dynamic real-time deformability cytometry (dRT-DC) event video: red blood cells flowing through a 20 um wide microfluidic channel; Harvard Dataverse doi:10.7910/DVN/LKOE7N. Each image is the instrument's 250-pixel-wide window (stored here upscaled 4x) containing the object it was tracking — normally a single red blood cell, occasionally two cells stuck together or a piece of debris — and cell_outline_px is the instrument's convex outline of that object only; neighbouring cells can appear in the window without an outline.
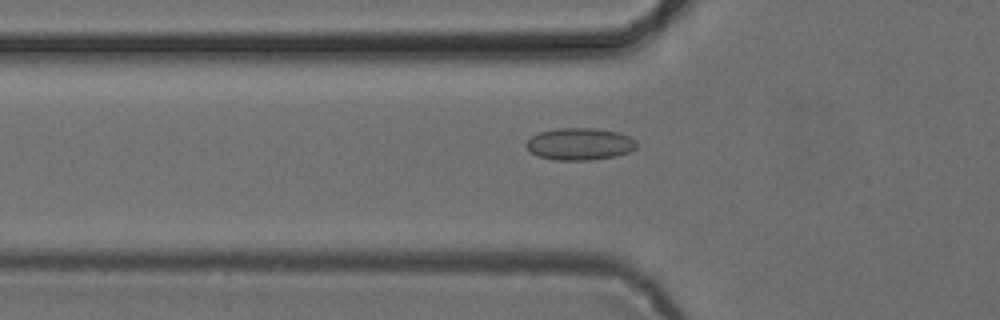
{"species": "common noctule bat (a hibernating species)", "species_latin": "Nyctalus noctula", "temperature_condition": "cold", "stored_images_in_passage": 53, "camera_frame_rate_fps": 3000, "um_per_image_px": 0.085, "animal": {"sex": "female", "body_mass_g": 24.6, "forearm_length_mm": 56.2}, "frame": {"image": 1, "passage_image": 18, "time_ms": 5.667, "image_size_px": [1000, 320], "cell_outline_px": [[636, 148], [628, 152], [616, 156], [592, 160], [552, 160], [536, 156], [524, 144], [532, 136], [540, 132], [556, 128], [592, 128], [616, 132], [628, 136], [636, 140]], "centroid_in_image_um": [49.25, 12.25], "position_along_channel_um": 76.5, "area_um2": 20.63}}
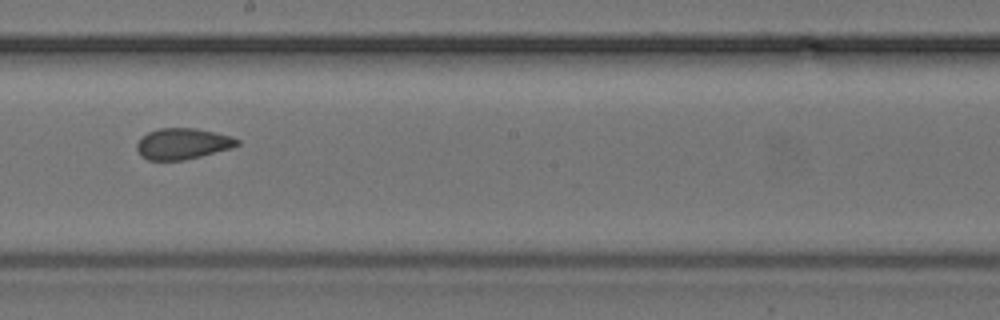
{"frame": {"image": 2, "passage_image": 30, "time_ms": 9.667, "image_size_px": [1000, 320], "cell_outline_px": [[240, 144], [232, 148], [184, 160], [148, 160], [140, 156], [136, 148], [136, 144], [148, 132], [160, 128], [196, 128], [232, 136], [240, 140]], "centroid_in_image_um": [15.54, 12.22], "position_along_channel_um": 232.7, "area_um2": 18.15}}
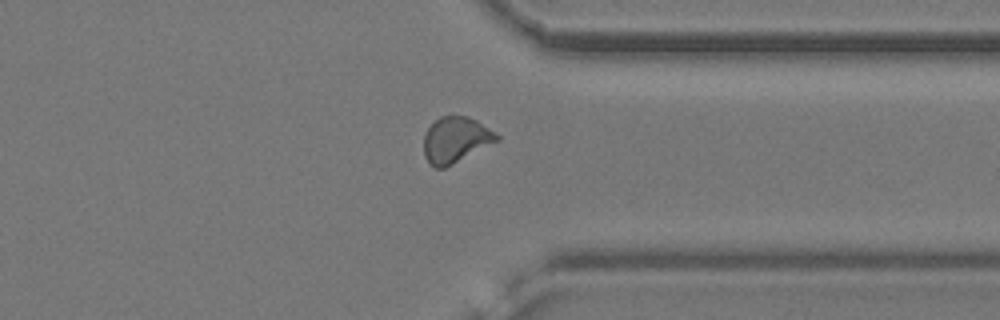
{"frame": {"image": 3, "passage_image": 41, "time_ms": 13.333, "image_size_px": [1000, 320], "cell_outline_px": [[500, 140], [444, 168], [436, 168], [428, 164], [424, 156], [424, 132], [440, 116], [468, 116], [476, 120], [496, 132], [500, 136]], "centroid_in_image_um": [38.73, 11.89], "position_along_channel_um": 372.7, "area_um2": 19.54}, "authors_computed_cell_mechanics": {"area_um2": 19.074, "velocity_mm_per_s": 3.8845, "shape_relaxation_time_tau1_ms": null, "shape_relaxation_time_tau2_ms": 1.7237, "deformation_change_tau1": null, "deformation_change_tau2": 0.0705}}